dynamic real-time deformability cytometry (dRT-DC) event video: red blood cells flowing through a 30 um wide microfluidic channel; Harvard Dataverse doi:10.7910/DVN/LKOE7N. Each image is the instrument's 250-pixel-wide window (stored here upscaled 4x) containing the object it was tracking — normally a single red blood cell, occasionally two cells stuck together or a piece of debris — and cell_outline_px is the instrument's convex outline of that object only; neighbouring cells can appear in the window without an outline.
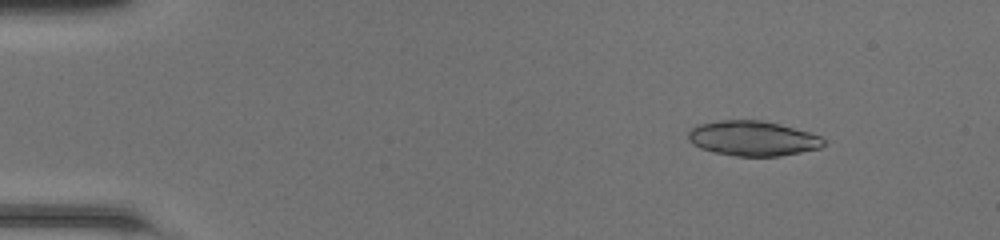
{"species": "common noctule bat (a hibernating species)", "species_latin": "Nyctalus noctula", "temperature_condition": "room temperature", "stored_images_in_passage": 49, "camera_frame_rate_fps": 3000, "um_per_image_px": 0.085, "animal": {"sex": "female", "body_mass_g": 20.0, "forearm_length_mm": 54.0}, "frame": {"image": 1, "passage_image": 7, "time_ms": 2.0, "image_size_px": [1000, 240], "cell_outline_px": [[824, 144], [820, 148], [780, 156], [736, 156], [716, 152], [700, 148], [692, 144], [688, 140], [688, 132], [696, 124], [720, 120], [760, 120], [780, 124], [808, 132], [820, 136], [824, 140]], "centroid_in_image_um": [63.95, 11.76], "position_along_channel_um": 21.0, "area_um2": 27.51}}